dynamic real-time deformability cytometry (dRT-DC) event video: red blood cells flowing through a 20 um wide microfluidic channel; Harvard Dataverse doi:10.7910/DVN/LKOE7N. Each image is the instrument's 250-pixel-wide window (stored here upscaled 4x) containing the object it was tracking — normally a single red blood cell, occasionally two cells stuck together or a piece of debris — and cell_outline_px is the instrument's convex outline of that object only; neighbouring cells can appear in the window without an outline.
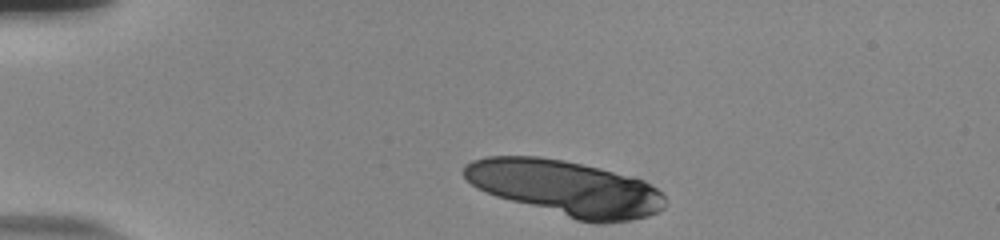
{"species": "human", "species_latin": "Homo sapiens", "temperature_condition": "room temperature", "stored_images_in_passage": 11, "camera_frame_rate_fps": 3000, "um_per_image_px": 0.085, "donor": {"sex": "male"}, "frame": {"image": 1, "passage_image": 1, "time_ms": 0.0, "image_size_px": [1000, 240], "cell_outline_px": [[664, 208], [660, 212], [648, 216], [632, 220], [604, 224], [596, 224], [576, 220], [496, 196], [476, 188], [464, 176], [464, 164], [472, 160], [488, 156], [540, 156], [564, 160], [632, 176], [644, 180], [656, 188], [664, 196]], "centroid_in_image_um": [48.09, 15.99], "position_along_channel_um": 36.9, "area_um2": 64.85}}